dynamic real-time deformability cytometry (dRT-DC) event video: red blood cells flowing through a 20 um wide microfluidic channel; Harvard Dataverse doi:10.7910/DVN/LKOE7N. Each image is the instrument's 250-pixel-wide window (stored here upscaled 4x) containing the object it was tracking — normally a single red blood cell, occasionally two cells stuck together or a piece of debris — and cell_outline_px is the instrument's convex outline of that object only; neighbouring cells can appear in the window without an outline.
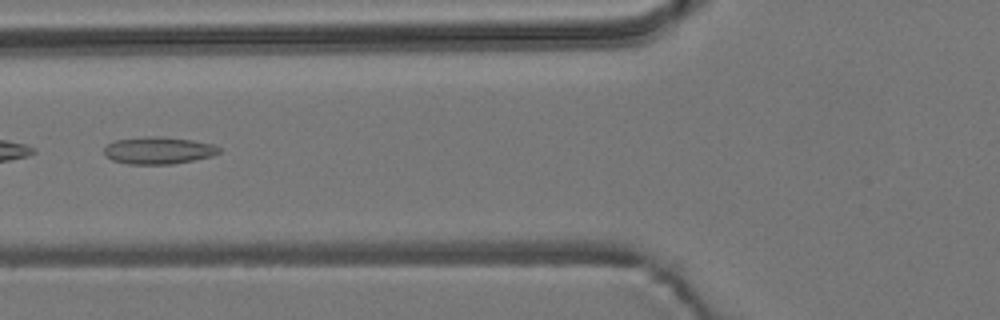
{"species": "common noctule bat (a hibernating species)", "species_latin": "Nyctalus noctula", "temperature_condition": "room temperature", "stored_images_in_passage": 9, "camera_frame_rate_fps": 3000, "um_per_image_px": 0.085, "animal": {"sex": "male", "body_mass_g": 19.2, "forearm_length_mm": 51.8}, "frame": {"image": 1, "passage_image": 6, "time_ms": 1.667, "image_size_px": [1000, 320], "cell_outline_px": [[220, 152], [212, 156], [172, 164], [128, 164], [112, 160], [104, 152], [104, 148], [108, 144], [116, 140], [144, 136], [160, 136], [192, 140], [212, 144], [220, 148]], "centroid_in_image_um": [13.46, 12.78], "position_along_channel_um": 112.3, "area_um2": 18.09}}
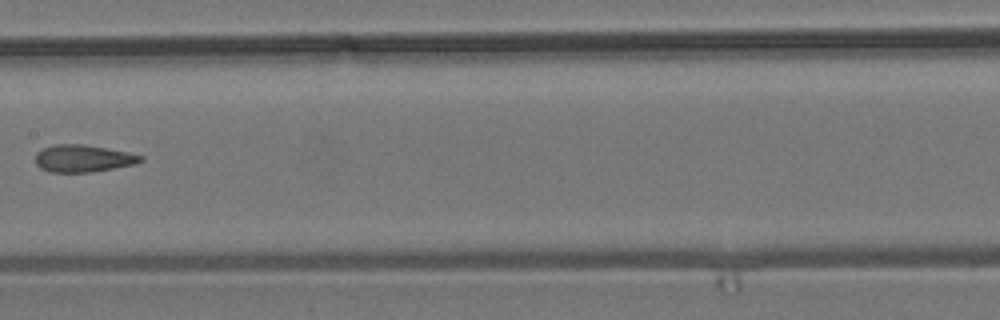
{"frame": {"image": 2, "passage_image": 8, "time_ms": 2.333, "image_size_px": [1000, 320], "cell_outline_px": [[144, 160], [132, 164], [92, 172], [52, 172], [40, 168], [36, 164], [36, 152], [44, 148], [56, 144], [84, 144], [128, 152], [144, 156]], "centroid_in_image_um": [7.05, 13.46], "position_along_channel_um": 200.4, "area_um2": 16.53}}
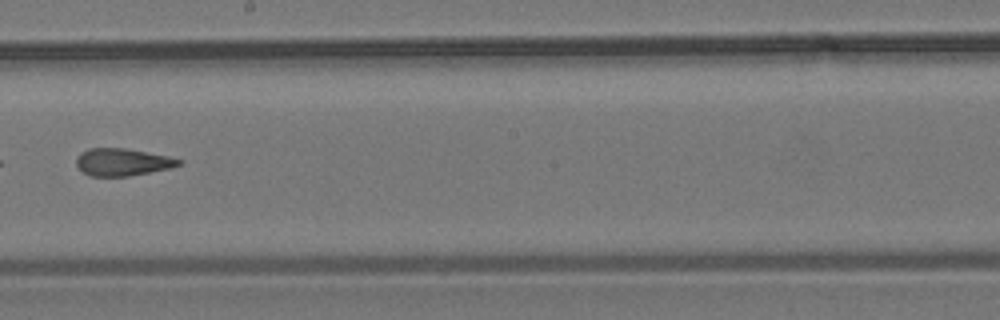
{"frame": {"image": 3, "passage_image": 9, "time_ms": 2.667, "image_size_px": [1000, 320], "cell_outline_px": [[184, 164], [172, 168], [128, 176], [92, 176], [84, 172], [76, 164], [76, 156], [80, 152], [88, 148], [124, 148], [168, 156], [184, 160]], "centroid_in_image_um": [10.44, 13.77], "position_along_channel_um": 237.8, "area_um2": 16.42}}